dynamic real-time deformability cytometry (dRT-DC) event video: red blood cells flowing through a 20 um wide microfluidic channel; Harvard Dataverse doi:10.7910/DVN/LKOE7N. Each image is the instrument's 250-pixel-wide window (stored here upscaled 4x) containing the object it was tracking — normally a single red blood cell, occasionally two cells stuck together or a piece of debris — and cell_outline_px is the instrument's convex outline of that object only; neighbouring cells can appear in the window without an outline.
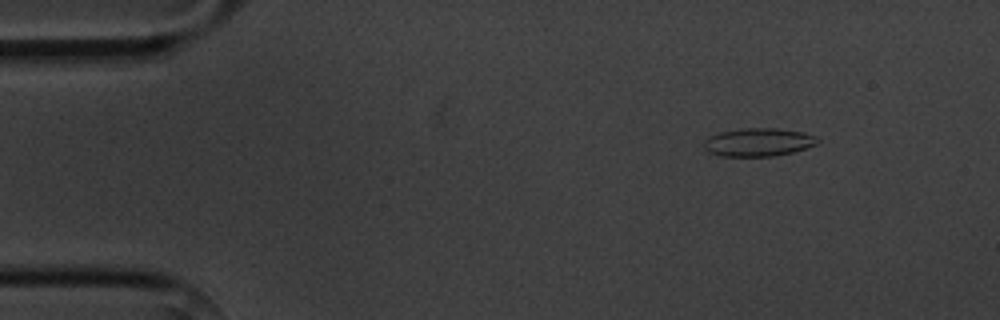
{"species": "common noctule bat (a hibernating species)", "species_latin": "Nyctalus noctula", "temperature_condition": "cold", "stored_images_in_passage": 7, "camera_frame_rate_fps": 3000, "um_per_image_px": 0.085, "animal": {"sex": "male", "body_mass_g": 20.1, "forearm_length_mm": 53.5}, "frame": {"image": 1, "passage_image": 2, "time_ms": 1.333, "image_size_px": [1000, 320], "cell_outline_px": [[820, 140], [816, 144], [792, 152], [772, 156], [720, 156], [708, 152], [704, 148], [704, 140], [708, 136], [720, 132], [744, 128], [776, 128], [800, 132], [816, 136]], "centroid_in_image_um": [64.41, 12.08], "position_along_channel_um": 20.6, "area_um2": 18.55}}
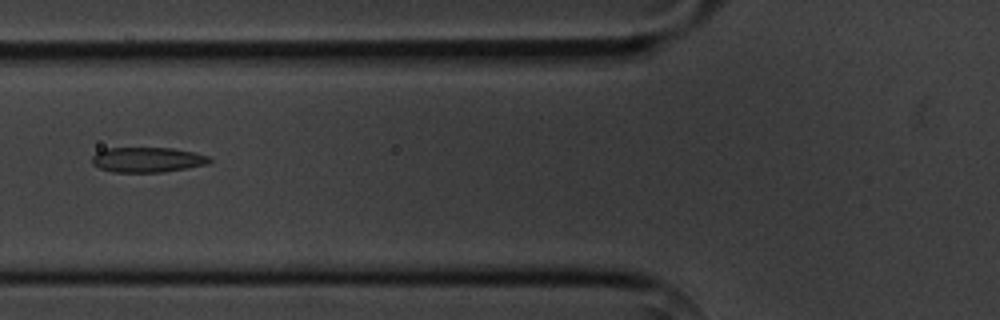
{"frame": {"image": 2, "passage_image": 6, "time_ms": 6.0, "image_size_px": [1000, 320], "cell_outline_px": [[212, 160], [208, 164], [164, 172], [112, 172], [100, 168], [92, 164], [92, 156], [96, 152], [104, 148], [172, 148], [192, 152], [208, 156]], "centroid_in_image_um": [12.5, 13.58], "position_along_channel_um": 113.3, "area_um2": 17.17}}
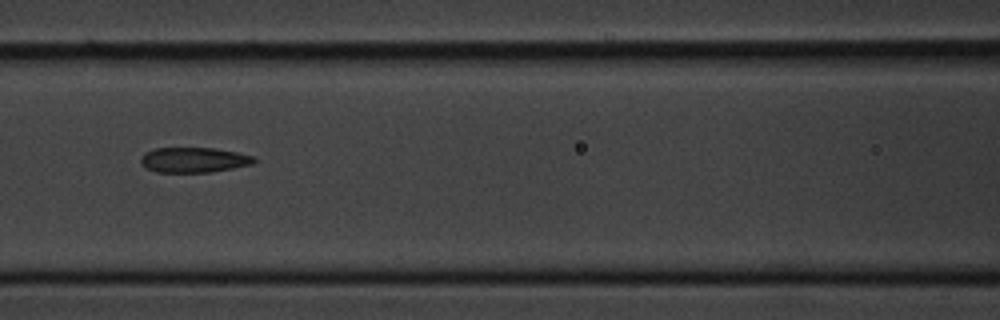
{"frame": {"image": 3, "passage_image": 7, "time_ms": 7.0, "image_size_px": [1000, 320], "cell_outline_px": [[256, 164], [212, 172], [156, 172], [148, 168], [140, 160], [140, 156], [144, 152], [152, 148], [212, 148], [236, 152], [252, 156], [256, 160]], "centroid_in_image_um": [16.48, 13.59], "position_along_channel_um": 150.1, "area_um2": 16.65}}